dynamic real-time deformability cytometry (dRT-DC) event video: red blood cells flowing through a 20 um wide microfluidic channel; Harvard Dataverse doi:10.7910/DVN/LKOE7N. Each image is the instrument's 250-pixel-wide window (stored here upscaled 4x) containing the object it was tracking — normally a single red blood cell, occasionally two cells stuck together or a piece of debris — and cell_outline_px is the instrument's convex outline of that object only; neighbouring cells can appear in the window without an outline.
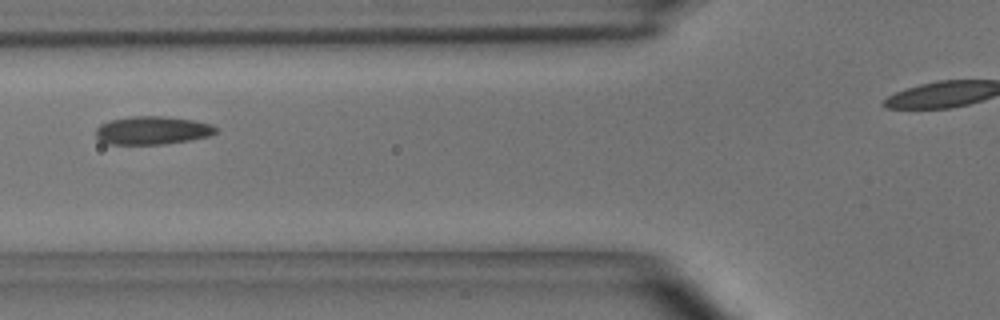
{"species": "common noctule bat (a hibernating species)", "species_latin": "Nyctalus noctula", "temperature_condition": "room temperature", "stored_images_in_passage": 2, "camera_frame_rate_fps": 3000, "um_per_image_px": 0.085, "animal": {"sex": "male", "body_mass_g": 15.6}, "frame": {"image": 1, "passage_image": 2, "time_ms": 0.333, "image_size_px": [1000, 320], "cell_outline_px": [[220, 128], [212, 136], [164, 144], [108, 144], [100, 140], [96, 136], [96, 128], [100, 124], [108, 120], [132, 116], [164, 116], [192, 120], [212, 124]], "centroid_in_image_um": [12.97, 11.08], "position_along_channel_um": 112.8, "area_um2": 19.88}}